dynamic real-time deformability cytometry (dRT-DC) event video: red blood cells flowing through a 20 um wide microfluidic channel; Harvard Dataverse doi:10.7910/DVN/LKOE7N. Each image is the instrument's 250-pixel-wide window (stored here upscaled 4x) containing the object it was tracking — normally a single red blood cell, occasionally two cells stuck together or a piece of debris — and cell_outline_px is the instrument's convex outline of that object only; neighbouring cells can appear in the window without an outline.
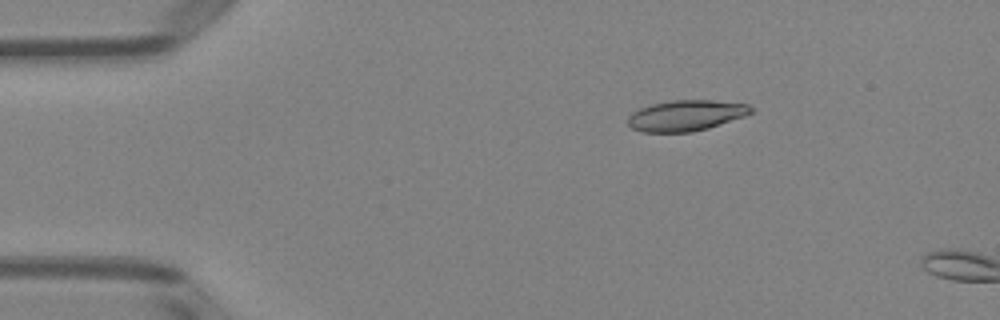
{"species": "Egyptian fruit bat (a non-hibernating species)", "species_latin": "Rousettus aegyptiacus", "temperature_condition": "room temperature", "stored_images_in_passage": 4, "camera_frame_rate_fps": 3000, "um_per_image_px": 0.085, "animal": {"sex": "female"}, "frame": {"image": 1, "passage_image": 1, "time_ms": 0.0, "image_size_px": [1000, 320], "cell_outline_px": [[752, 112], [744, 116], [708, 128], [692, 132], [644, 132], [632, 128], [628, 124], [628, 116], [632, 112], [640, 108], [652, 104], [672, 100], [712, 100], [748, 104], [752, 108]], "centroid_in_image_um": [58.29, 9.81], "position_along_channel_um": 26.7, "area_um2": 21.96}}